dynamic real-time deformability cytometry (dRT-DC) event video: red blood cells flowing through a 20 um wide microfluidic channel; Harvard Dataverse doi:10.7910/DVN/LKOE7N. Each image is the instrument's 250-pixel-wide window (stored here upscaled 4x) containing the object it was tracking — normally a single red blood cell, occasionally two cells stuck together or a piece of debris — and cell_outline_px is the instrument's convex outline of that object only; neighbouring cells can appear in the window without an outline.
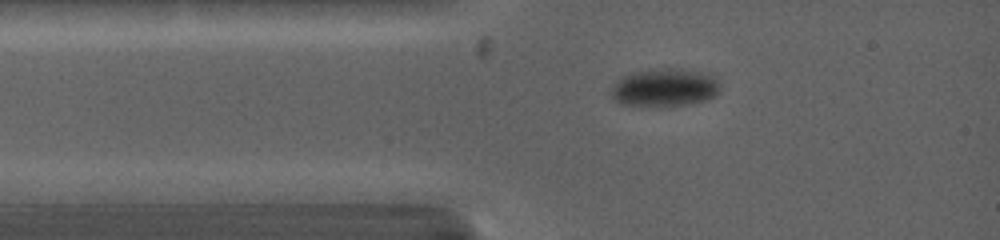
{"species": "common noctule bat (a hibernating species)", "species_latin": "Nyctalus noctula", "temperature_condition": "warm", "stored_images_in_passage": 10, "camera_frame_rate_fps": 5000, "um_per_image_px": 0.085, "animal": {"sex": "female", "body_mass_g": 19.0, "forearm_length_mm": 53.3}, "frame": {"image": 1, "passage_image": 1, "time_ms": 0.0, "image_size_px": [1000, 240], "cell_outline_px": [[720, 92], [716, 96], [708, 100], [688, 104], [620, 104], [612, 96], [612, 88], [616, 80], [620, 76], [632, 72], [664, 68], [680, 68], [708, 72], [716, 76], [720, 84]], "centroid_in_image_um": [56.59, 7.39], "position_along_channel_um": 28.4, "area_um2": 24.1}}
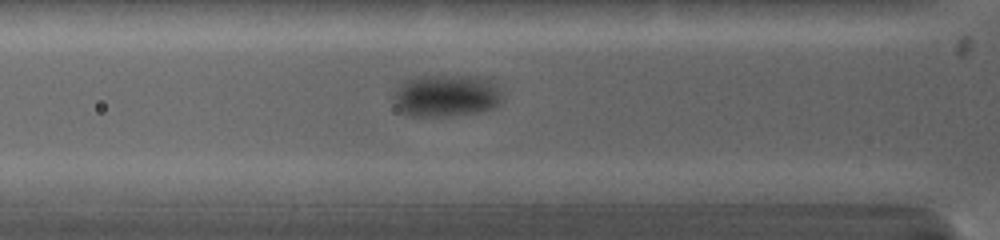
{"frame": {"image": 2, "passage_image": 5, "time_ms": 1.8, "image_size_px": [1000, 240], "cell_outline_px": [[504, 100], [500, 104], [492, 108], [480, 112], [448, 116], [412, 116], [400, 112], [396, 108], [392, 96], [400, 84], [404, 80], [424, 76], [476, 76], [488, 80], [496, 84], [504, 96]], "centroid_in_image_um": [37.94, 8.14], "position_along_channel_um": 87.9, "area_um2": 27.05}}
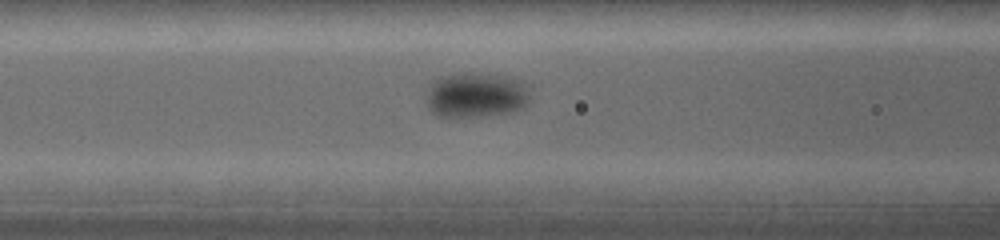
{"frame": {"image": 3, "passage_image": 7, "time_ms": 2.8, "image_size_px": [1000, 240], "cell_outline_px": [[528, 104], [524, 108], [512, 112], [480, 116], [440, 116], [432, 112], [428, 108], [424, 96], [428, 84], [432, 80], [444, 76], [464, 72], [468, 72], [500, 76], [520, 80], [528, 96]], "centroid_in_image_um": [40.37, 8.08], "position_along_channel_um": 126.2, "area_um2": 27.22}}